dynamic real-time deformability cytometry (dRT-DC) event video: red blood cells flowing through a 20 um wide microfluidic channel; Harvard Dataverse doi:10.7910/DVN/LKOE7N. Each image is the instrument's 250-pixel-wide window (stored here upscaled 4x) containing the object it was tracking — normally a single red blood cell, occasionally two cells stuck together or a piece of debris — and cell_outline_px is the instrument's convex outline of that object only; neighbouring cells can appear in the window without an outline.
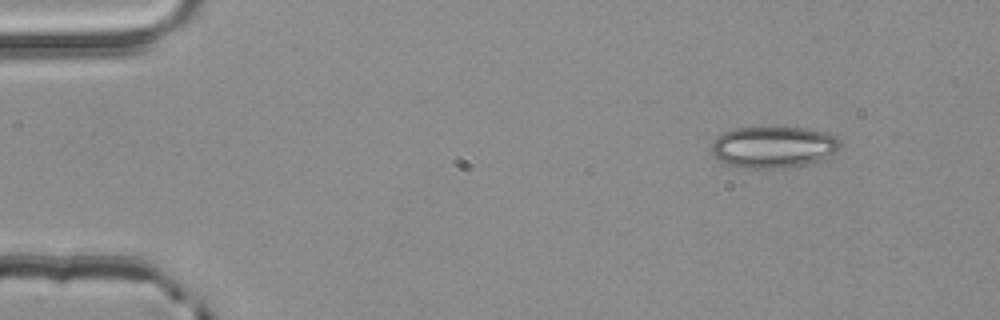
{"species": "common noctule bat (a hibernating species)", "species_latin": "Nyctalus noctula", "temperature_condition": "room temperature", "stored_images_in_passage": 3, "camera_frame_rate_fps": 3000, "um_per_image_px": 0.085, "animal": {"sex": "male", "body_mass_g": 20.4}, "frame": {"image": 1, "passage_image": 1, "time_ms": 0.0, "image_size_px": [1000, 320], "cell_outline_px": [[840, 148], [828, 156], [820, 160], [808, 164], [780, 168], [748, 168], [728, 164], [720, 160], [712, 152], [712, 144], [716, 136], [724, 132], [736, 128], [804, 128], [824, 132], [836, 136], [840, 140]], "centroid_in_image_um": [65.75, 12.5], "position_along_channel_um": 19.2, "area_um2": 30.81}}